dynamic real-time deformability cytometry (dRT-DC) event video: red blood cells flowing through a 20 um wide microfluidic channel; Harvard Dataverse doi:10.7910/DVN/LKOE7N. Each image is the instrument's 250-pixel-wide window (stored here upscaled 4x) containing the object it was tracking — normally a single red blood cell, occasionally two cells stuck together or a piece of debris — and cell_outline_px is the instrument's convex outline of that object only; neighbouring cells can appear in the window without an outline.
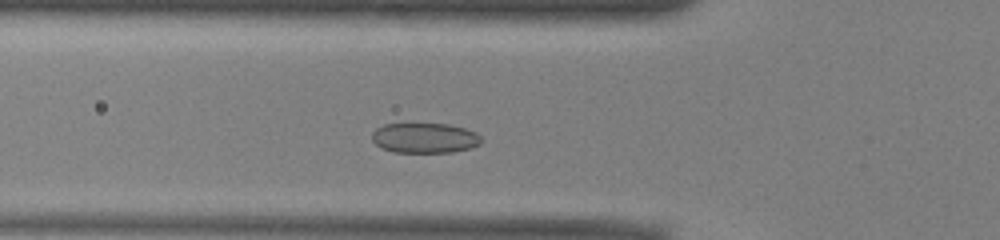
{"species": "common noctule bat (a hibernating species)", "species_latin": "Nyctalus noctula", "temperature_condition": "warm", "stored_images_in_passage": 42, "camera_frame_rate_fps": 3000, "um_per_image_px": 0.085, "animal": {"sex": "male", "body_mass_g": 13.0, "forearm_length_mm": 53.1}, "frame": {"image": 1, "passage_image": 8, "time_ms": 2.333, "image_size_px": [1000, 240], "cell_outline_px": [[484, 140], [480, 144], [472, 148], [452, 152], [392, 152], [380, 148], [372, 140], [372, 132], [376, 128], [384, 124], [448, 124], [464, 128], [476, 132]], "centroid_in_image_um": [36.11, 11.73], "position_along_channel_um": 89.7, "area_um2": 19.36}}
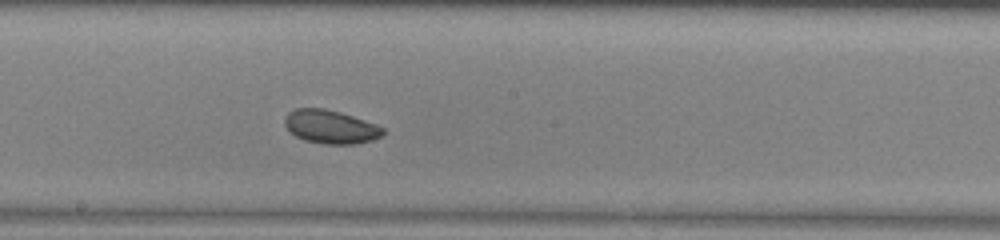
{"frame": {"image": 2, "passage_image": 18, "time_ms": 5.667, "image_size_px": [1000, 240], "cell_outline_px": [[384, 132], [380, 136], [372, 140], [356, 144], [324, 144], [304, 140], [296, 136], [284, 124], [284, 120], [288, 112], [296, 108], [324, 108], [340, 112], [376, 124], [384, 128]], "centroid_in_image_um": [28.09, 10.78], "position_along_channel_um": 220.1, "area_um2": 19.07}}
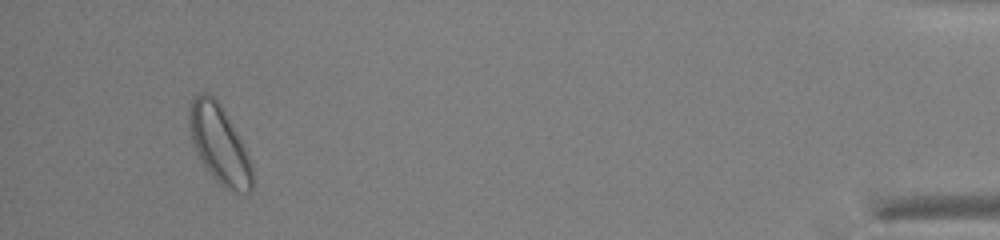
{"frame": {"image": 3, "passage_image": 39, "time_ms": 12.667, "image_size_px": [1000, 240], "cell_outline_px": [[252, 192], [244, 196], [232, 192], [224, 188], [216, 180], [204, 164], [192, 140], [188, 124], [188, 104], [192, 96], [200, 92], [208, 92], [220, 104], [228, 116], [248, 152], [252, 168]], "centroid_in_image_um": [18.66, 12.26], "position_along_channel_um": 416.5, "area_um2": 29.07}, "authors_computed_cell_mechanics": {"area_um2": 20.1433, "velocity_mm_per_s": 3.9166, "shape_relaxation_time_tau1_ms": 2.7201, "shape_relaxation_time_tau2_ms": null, "deformation_change_tau1": 0.0614, "deformation_change_tau2": null}}